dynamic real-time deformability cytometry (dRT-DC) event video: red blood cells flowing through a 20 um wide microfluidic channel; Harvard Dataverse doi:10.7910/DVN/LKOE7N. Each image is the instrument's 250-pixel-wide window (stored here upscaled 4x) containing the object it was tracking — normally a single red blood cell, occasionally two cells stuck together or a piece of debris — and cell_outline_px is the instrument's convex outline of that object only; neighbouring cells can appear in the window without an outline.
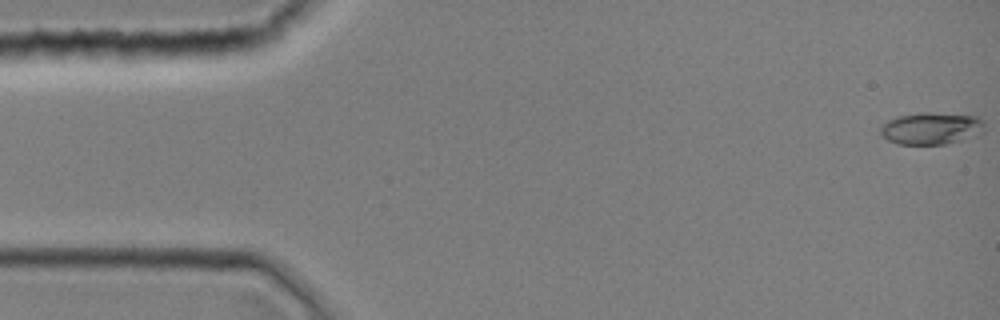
{"species": "common noctule bat (a hibernating species)", "species_latin": "Nyctalus noctula", "temperature_condition": "room temperature", "stored_images_in_passage": 1, "camera_frame_rate_fps": 3000, "um_per_image_px": 0.085, "animal": {"sex": "female", "body_mass_g": 19.0, "forearm_length_mm": 51.5}, "frame": {"image": 1, "passage_image": 1, "time_ms": 0.0, "image_size_px": [1000, 320], "cell_outline_px": [[984, 132], [960, 140], [944, 144], [896, 144], [888, 140], [880, 132], [880, 124], [896, 116], [924, 112], [928, 112], [980, 116], [984, 120]], "centroid_in_image_um": [79.15, 10.89], "position_along_channel_um": 5.8, "area_um2": 19.59}}